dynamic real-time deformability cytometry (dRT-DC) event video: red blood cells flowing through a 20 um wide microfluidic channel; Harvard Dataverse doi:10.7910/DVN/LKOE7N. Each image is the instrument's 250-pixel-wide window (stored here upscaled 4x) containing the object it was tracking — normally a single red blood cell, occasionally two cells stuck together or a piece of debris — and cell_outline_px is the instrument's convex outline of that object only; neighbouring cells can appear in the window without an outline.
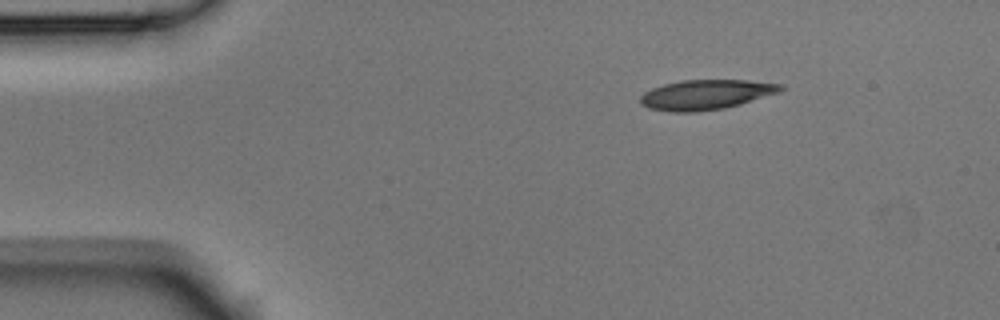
{"species": "Egyptian fruit bat (a non-hibernating species)", "species_latin": "Rousettus aegyptiacus", "temperature_condition": "room temperature", "stored_images_in_passage": 6, "segment_of_instrument_passage": [2, 2], "camera_frame_rate_fps": 3000, "um_per_image_px": 0.085, "animal": {"sex": "male"}, "frame": {"image": 1, "passage_image": 6, "time_ms": 1.667, "image_size_px": [1000, 320], "cell_outline_px": [[784, 88], [780, 92], [740, 104], [724, 108], [696, 112], [672, 112], [648, 108], [640, 104], [640, 96], [644, 92], [652, 88], [664, 84], [680, 80], [748, 80], [784, 84]], "centroid_in_image_um": [60.0, 8.04], "position_along_channel_um": 25.0, "area_um2": 24.57}}